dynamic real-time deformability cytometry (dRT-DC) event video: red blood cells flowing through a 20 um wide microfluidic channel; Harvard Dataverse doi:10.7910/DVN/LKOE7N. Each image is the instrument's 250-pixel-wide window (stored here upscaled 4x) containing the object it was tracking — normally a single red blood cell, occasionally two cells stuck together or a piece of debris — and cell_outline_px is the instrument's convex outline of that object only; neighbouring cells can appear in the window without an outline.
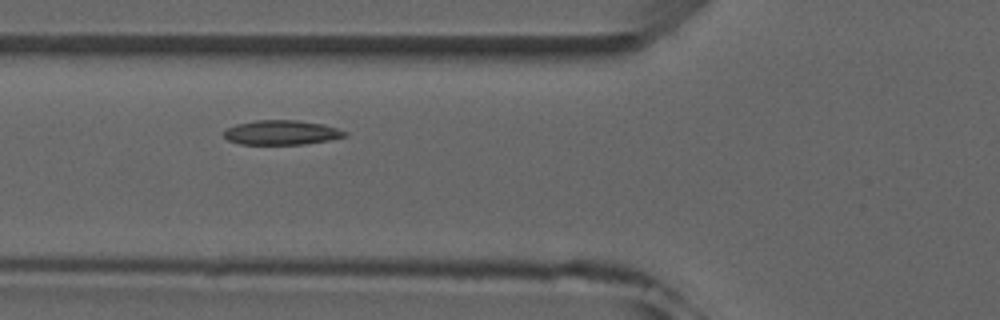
{"species": "common noctule bat (a hibernating species)", "species_latin": "Nyctalus noctula", "temperature_condition": "room temperature", "stored_images_in_passage": 5, "camera_frame_rate_fps": 3000, "um_per_image_px": 0.085, "animal": {"sex": "male", "forearm_length_mm": 52.5}, "frame": {"image": 1, "passage_image": 3, "time_ms": 2.333, "image_size_px": [1000, 320], "cell_outline_px": [[348, 136], [328, 140], [304, 144], [240, 144], [228, 140], [224, 136], [224, 132], [228, 128], [236, 124], [256, 120], [296, 120], [324, 124], [348, 132]], "centroid_in_image_um": [23.95, 11.26], "position_along_channel_um": 101.9, "area_um2": 17.22}}
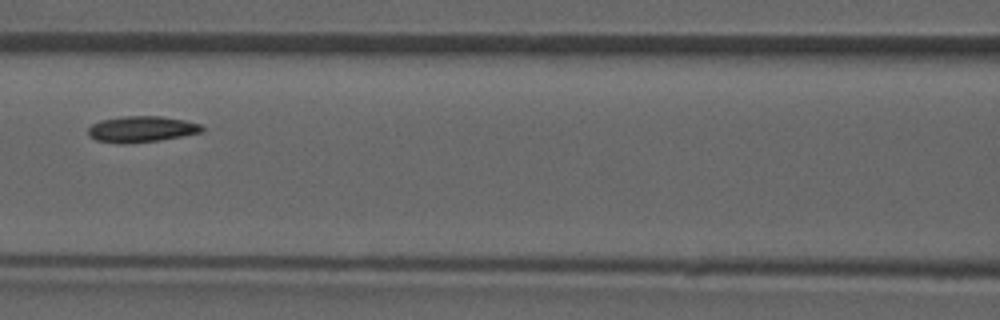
{"frame": {"image": 2, "passage_image": 4, "time_ms": 3.667, "image_size_px": [1000, 320], "cell_outline_px": [[204, 132], [160, 140], [124, 144], [120, 144], [96, 140], [88, 132], [88, 128], [92, 124], [100, 120], [124, 116], [160, 116], [184, 120], [200, 124], [204, 128]], "centroid_in_image_um": [12.04, 10.98], "position_along_channel_um": 154.6, "area_um2": 17.28}}